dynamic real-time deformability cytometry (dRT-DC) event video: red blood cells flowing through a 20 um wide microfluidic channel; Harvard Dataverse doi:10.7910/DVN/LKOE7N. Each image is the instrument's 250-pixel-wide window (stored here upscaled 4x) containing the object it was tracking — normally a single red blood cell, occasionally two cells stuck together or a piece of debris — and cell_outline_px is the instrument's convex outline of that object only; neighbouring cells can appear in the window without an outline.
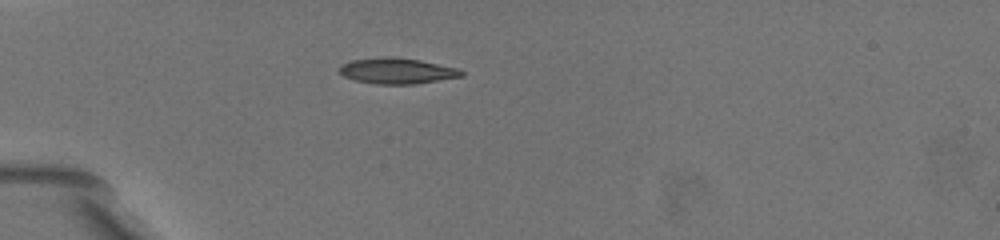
{"species": "common noctule bat (a hibernating species)", "species_latin": "Nyctalus noctula", "temperature_condition": "warm", "stored_images_in_passage": 36, "camera_frame_rate_fps": 3000, "um_per_image_px": 0.085, "animal": {"sex": "female", "body_mass_g": 19.5, "forearm_length_mm": 54.1}, "frame": {"image": 1, "passage_image": 13, "time_ms": 5.333, "image_size_px": [1000, 240], "cell_outline_px": [[464, 76], [412, 84], [376, 84], [356, 80], [344, 76], [340, 72], [340, 68], [344, 64], [352, 60], [384, 56], [420, 60], [460, 68], [464, 72]], "centroid_in_image_um": [33.8, 6.02], "position_along_channel_um": 51.2, "area_um2": 18.15}}
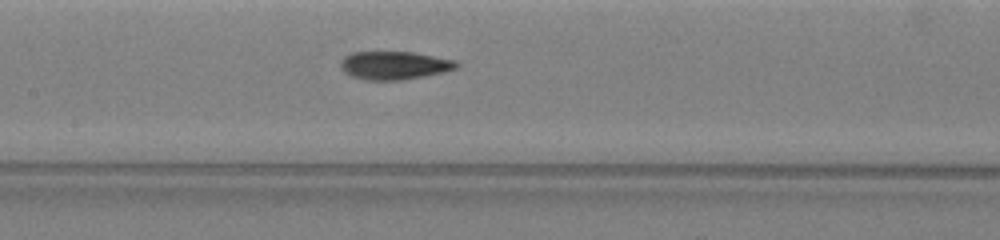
{"frame": {"image": 2, "passage_image": 17, "time_ms": 9.333, "image_size_px": [1000, 240], "cell_outline_px": [[460, 64], [456, 68], [444, 72], [424, 76], [400, 80], [364, 80], [352, 76], [340, 64], [344, 56], [352, 52], [412, 52], [456, 60]], "centroid_in_image_um": [33.56, 5.55], "position_along_channel_um": 173.8, "area_um2": 18.84}}
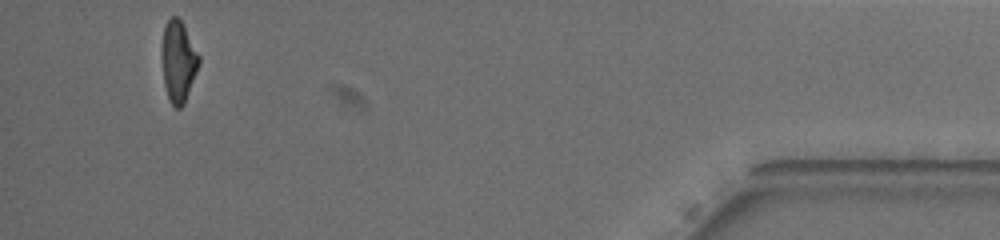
{"frame": {"image": 3, "passage_image": 34, "time_ms": 18.0, "image_size_px": [1000, 240], "cell_outline_px": [[200, 64], [184, 104], [180, 108], [176, 108], [172, 104], [168, 96], [164, 84], [164, 28], [168, 20], [172, 16], [176, 16], [184, 24], [200, 56]], "centroid_in_image_um": [15.22, 5.23], "position_along_channel_um": 420.0, "area_um2": 16.99}, "authors_computed_cell_mechanics": {"area_um2": 17.4845, "velocity_mm_per_s": 3.5855, "shape_relaxation_time_tau1_ms": 2.8743, "shape_relaxation_time_tau2_ms": 1.6431, "deformation_change_tau1": 0.1607, "deformation_change_tau2": 0.0705}}